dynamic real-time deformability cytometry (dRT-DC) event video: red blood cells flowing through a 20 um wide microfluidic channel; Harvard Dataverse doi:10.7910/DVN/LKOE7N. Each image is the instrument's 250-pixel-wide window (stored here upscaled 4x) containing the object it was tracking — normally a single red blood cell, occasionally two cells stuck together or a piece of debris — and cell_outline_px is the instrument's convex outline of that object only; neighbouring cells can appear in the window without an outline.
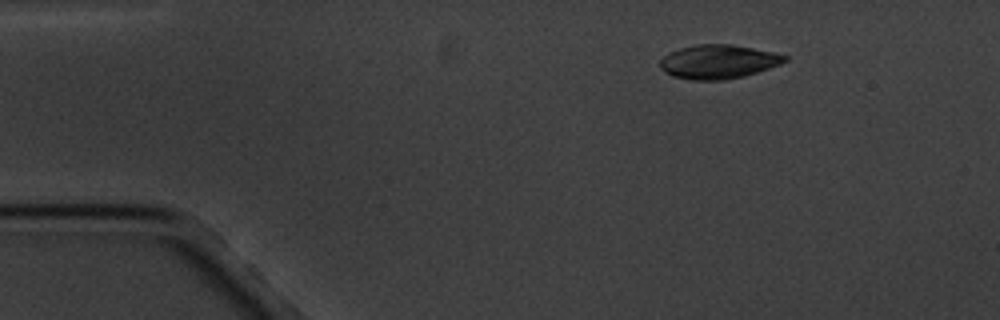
{"species": "common noctule bat (a hibernating species)", "species_latin": "Nyctalus noctula", "temperature_condition": "cold", "stored_images_in_passage": 5, "camera_frame_rate_fps": 3000, "um_per_image_px": 0.085, "animal": {"sex": "male", "body_mass_g": 20.1, "forearm_length_mm": 53.5}, "frame": {"image": 1, "passage_image": 1, "time_ms": 0.0, "image_size_px": [1000, 320], "cell_outline_px": [[788, 60], [780, 64], [744, 76], [724, 80], [692, 80], [672, 76], [664, 72], [660, 68], [660, 60], [668, 52], [680, 48], [696, 44], [732, 44], [776, 52], [788, 56]], "centroid_in_image_um": [61.04, 5.24], "position_along_channel_um": 24.0, "area_um2": 24.85}}
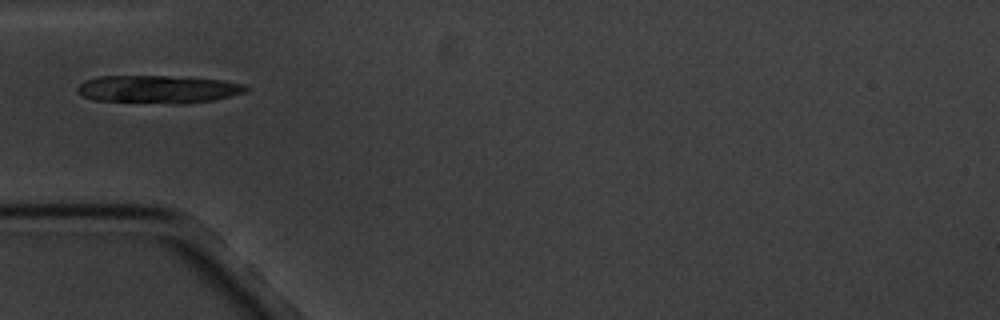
{"frame": {"image": 2, "passage_image": 4, "time_ms": 3.333, "image_size_px": [1000, 320], "cell_outline_px": [[248, 88], [244, 92], [212, 100], [184, 104], [176, 104], [92, 100], [76, 92], [76, 88], [84, 80], [96, 76], [168, 76], [220, 80], [244, 84]], "centroid_in_image_um": [13.36, 7.59], "position_along_channel_um": 71.6, "area_um2": 27.28}}
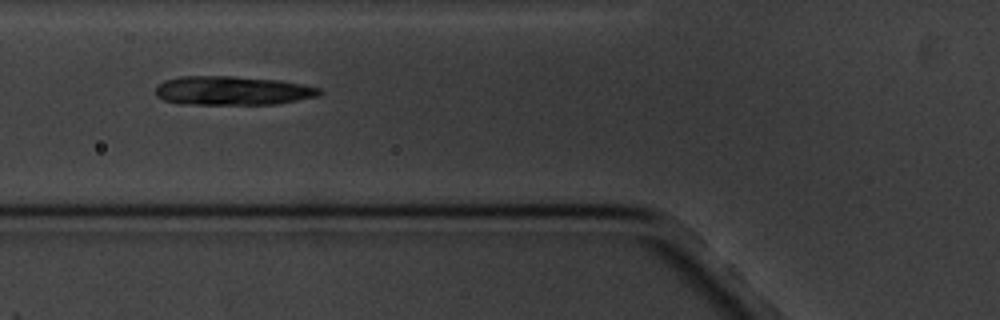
{"frame": {"image": 3, "passage_image": 5, "time_ms": 4.333, "image_size_px": [1000, 320], "cell_outline_px": [[324, 92], [320, 96], [276, 104], [180, 104], [164, 100], [156, 96], [156, 88], [164, 80], [180, 76], [232, 76], [280, 80], [304, 84], [320, 88]], "centroid_in_image_um": [19.8, 7.7], "position_along_channel_um": 106.0, "area_um2": 27.86}}